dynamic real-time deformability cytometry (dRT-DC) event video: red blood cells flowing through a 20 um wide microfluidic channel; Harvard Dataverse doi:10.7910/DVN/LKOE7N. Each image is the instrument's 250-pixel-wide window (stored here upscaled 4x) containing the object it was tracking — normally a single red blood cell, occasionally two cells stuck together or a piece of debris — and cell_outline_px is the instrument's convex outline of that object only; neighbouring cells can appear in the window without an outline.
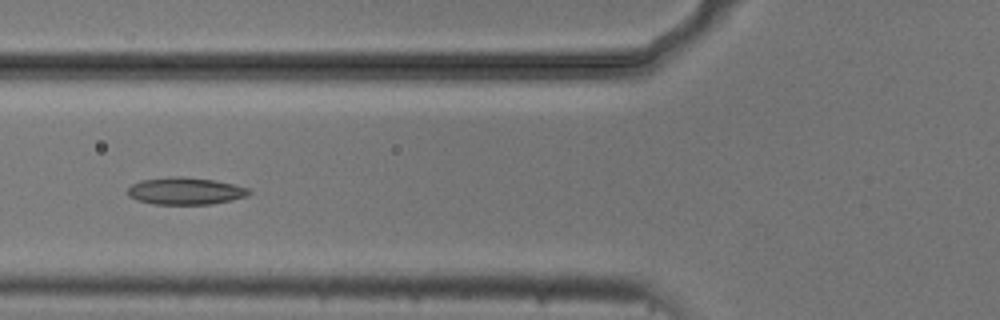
{"species": "common noctule bat (a hibernating species)", "species_latin": "Nyctalus noctula", "temperature_condition": "cold", "stored_images_in_passage": 7, "camera_frame_rate_fps": 3000, "um_per_image_px": 0.085, "animal": {"sex": "male", "body_mass_g": 20.5, "forearm_length_mm": 52.5}, "frame": {"image": 1, "passage_image": 5, "time_ms": 1.333, "image_size_px": [1000, 320], "cell_outline_px": [[252, 192], [248, 196], [232, 200], [212, 204], [156, 204], [136, 200], [128, 196], [128, 188], [132, 184], [140, 180], [180, 176], [184, 176], [212, 180], [232, 184], [248, 188]], "centroid_in_image_um": [15.76, 16.24], "position_along_channel_um": 110.0, "area_um2": 19.13}}
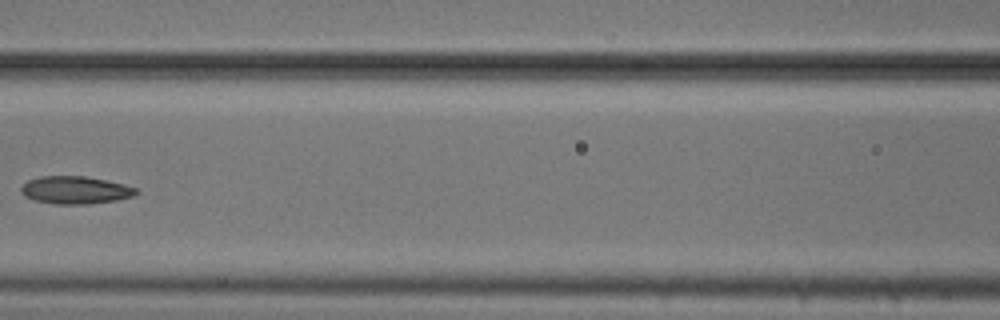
{"frame": {"image": 2, "passage_image": 6, "time_ms": 1.667, "image_size_px": [1000, 320], "cell_outline_px": [[140, 192], [132, 196], [116, 200], [88, 204], [56, 204], [32, 200], [24, 196], [20, 192], [20, 188], [28, 180], [40, 176], [84, 176], [124, 184], [140, 188]], "centroid_in_image_um": [6.4, 16.16], "position_along_channel_um": 160.2, "area_um2": 18.67}}
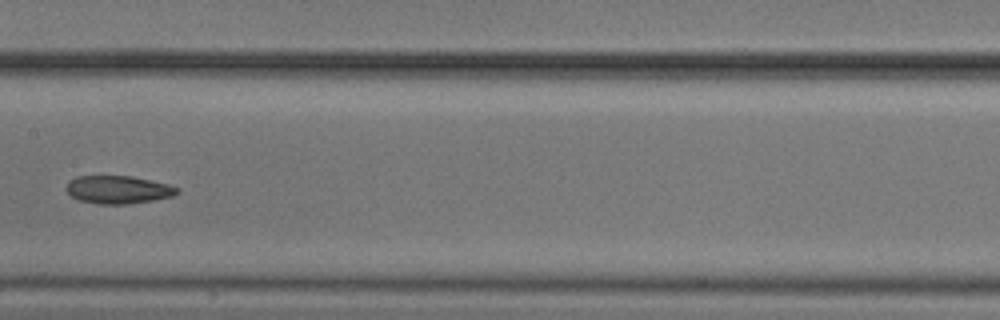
{"frame": {"image": 3, "passage_image": 7, "time_ms": 2.0, "image_size_px": [1000, 320], "cell_outline_px": [[180, 192], [172, 196], [152, 200], [128, 204], [100, 204], [80, 200], [72, 196], [64, 188], [68, 180], [76, 176], [132, 176], [168, 184], [180, 188]], "centroid_in_image_um": [10.03, 16.11], "position_along_channel_um": 197.4, "area_um2": 18.09}}